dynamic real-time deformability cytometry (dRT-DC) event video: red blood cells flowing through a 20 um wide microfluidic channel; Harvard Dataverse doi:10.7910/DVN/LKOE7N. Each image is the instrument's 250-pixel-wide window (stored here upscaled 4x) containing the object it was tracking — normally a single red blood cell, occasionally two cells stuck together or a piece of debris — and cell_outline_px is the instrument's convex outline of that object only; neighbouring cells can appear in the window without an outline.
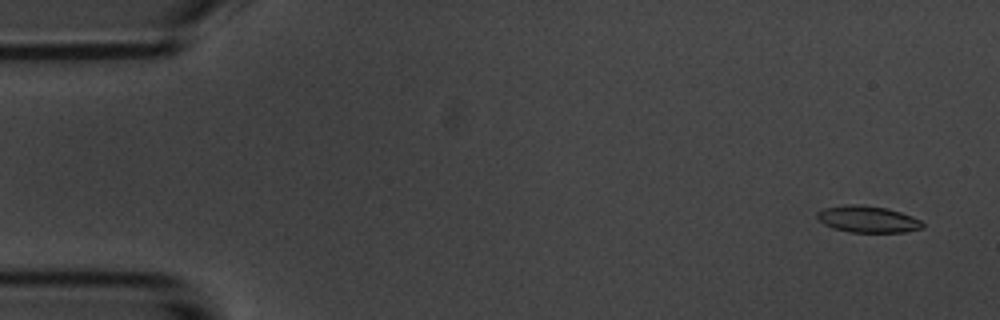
{"species": "common noctule bat (a hibernating species)", "species_latin": "Nyctalus noctula", "temperature_condition": "room temperature", "stored_images_in_passage": 4, "camera_frame_rate_fps": 3000, "um_per_image_px": 0.085, "animal": {"sex": "male", "body_mass_g": 20.1, "forearm_length_mm": 53.5}, "frame": {"image": 1, "passage_image": 1, "time_ms": 0.0, "image_size_px": [1000, 320], "cell_outline_px": [[924, 228], [904, 232], [848, 232], [832, 228], [824, 224], [816, 216], [816, 212], [824, 208], [844, 204], [860, 204], [888, 208], [912, 216], [920, 220], [924, 224]], "centroid_in_image_um": [73.74, 18.62], "position_along_channel_um": 11.3, "area_um2": 16.53}}
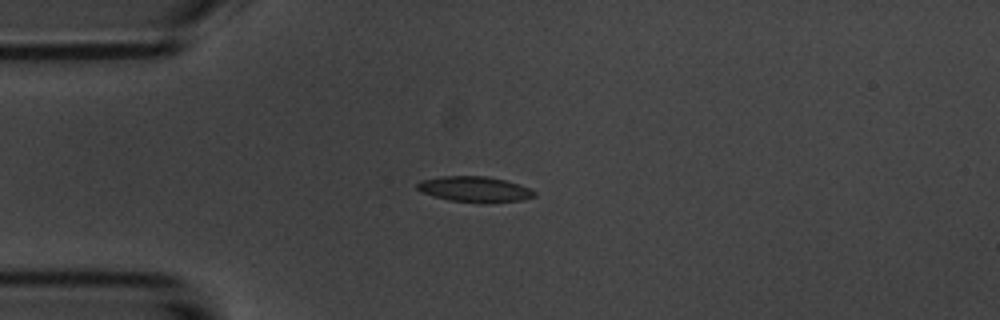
{"frame": {"image": 2, "passage_image": 4, "time_ms": 3.667, "image_size_px": [1000, 320], "cell_outline_px": [[536, 196], [524, 200], [480, 204], [448, 200], [432, 196], [420, 192], [416, 188], [416, 184], [420, 180], [444, 176], [488, 176], [520, 184], [536, 192]], "centroid_in_image_um": [40.33, 16.1], "position_along_channel_um": 44.7, "area_um2": 17.86}}